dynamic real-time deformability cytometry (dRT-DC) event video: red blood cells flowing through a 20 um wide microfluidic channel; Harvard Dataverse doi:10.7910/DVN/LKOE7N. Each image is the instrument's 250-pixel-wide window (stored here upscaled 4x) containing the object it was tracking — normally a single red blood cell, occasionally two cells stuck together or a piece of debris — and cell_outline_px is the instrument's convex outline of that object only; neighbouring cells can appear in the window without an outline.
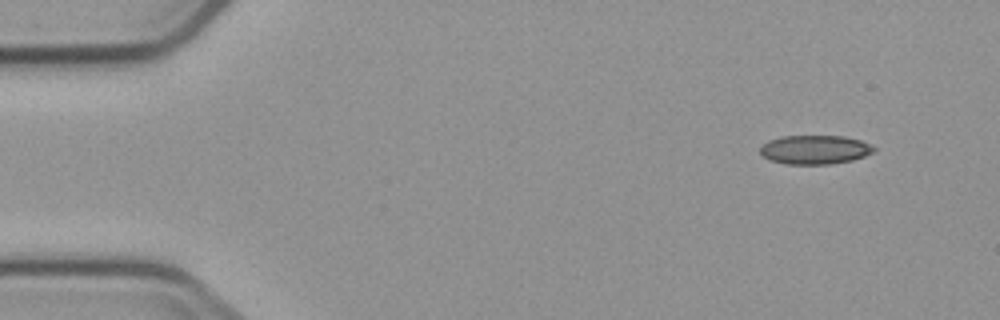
{"species": "common noctule bat (a hibernating species)", "species_latin": "Nyctalus noctula", "temperature_condition": "cold", "stored_images_in_passage": 5, "camera_frame_rate_fps": 3000, "um_per_image_px": 0.085, "animal": {"sex": "male", "body_mass_g": 23.1, "forearm_length_mm": 52.7}, "frame": {"image": 1, "passage_image": 1, "time_ms": 0.0, "image_size_px": [1000, 320], "cell_outline_px": [[876, 148], [872, 152], [864, 156], [852, 160], [828, 164], [784, 164], [768, 160], [760, 156], [760, 148], [768, 140], [780, 136], [844, 136], [860, 140], [872, 144]], "centroid_in_image_um": [69.23, 12.72], "position_along_channel_um": 15.8, "area_um2": 19.36}}
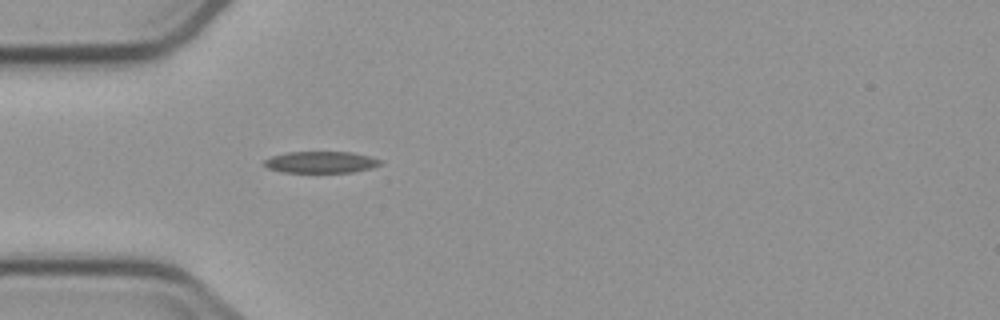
{"frame": {"image": 2, "passage_image": 5, "time_ms": 7.667, "image_size_px": [1000, 320], "cell_outline_px": [[384, 160], [380, 164], [372, 168], [352, 172], [280, 172], [268, 168], [264, 164], [264, 160], [272, 156], [288, 152], [352, 152]], "centroid_in_image_um": [27.29, 13.78], "position_along_channel_um": 57.7, "area_um2": 14.57}}